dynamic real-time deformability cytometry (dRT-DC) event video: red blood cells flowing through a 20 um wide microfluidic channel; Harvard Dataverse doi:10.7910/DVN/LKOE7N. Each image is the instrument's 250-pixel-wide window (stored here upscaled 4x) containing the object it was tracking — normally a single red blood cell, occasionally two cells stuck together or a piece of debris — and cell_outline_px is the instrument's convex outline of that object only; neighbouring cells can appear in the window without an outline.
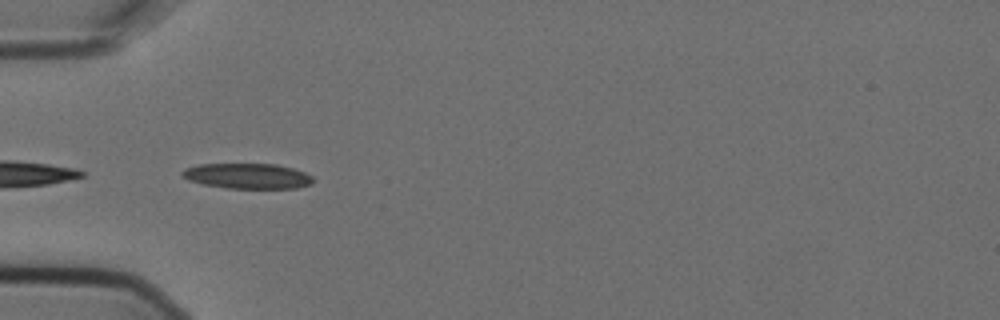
{"species": "Egyptian fruit bat (a non-hibernating species)", "species_latin": "Rousettus aegyptiacus", "temperature_condition": "cold", "stored_images_in_passage": 5, "camera_frame_rate_fps": 3000, "um_per_image_px": 0.085, "animal": {"sex": "female"}, "frame": {"image": 1, "passage_image": 5, "time_ms": 1.333, "image_size_px": [1000, 320], "cell_outline_px": [[316, 180], [312, 184], [296, 188], [228, 188], [204, 184], [188, 180], [180, 176], [180, 172], [184, 168], [196, 164], [276, 164], [292, 168], [304, 172], [312, 176]], "centroid_in_image_um": [21.02, 14.95], "position_along_channel_um": 64.0, "area_um2": 19.48}}